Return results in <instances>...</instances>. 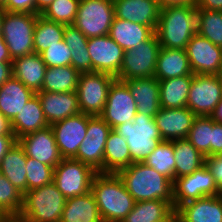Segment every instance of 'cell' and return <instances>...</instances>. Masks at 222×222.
<instances>
[{"label":"cell","mask_w":222,"mask_h":222,"mask_svg":"<svg viewBox=\"0 0 222 222\" xmlns=\"http://www.w3.org/2000/svg\"><path fill=\"white\" fill-rule=\"evenodd\" d=\"M173 211V206L165 200L139 201L122 222H160Z\"/></svg>","instance_id":"36"},{"label":"cell","mask_w":222,"mask_h":222,"mask_svg":"<svg viewBox=\"0 0 222 222\" xmlns=\"http://www.w3.org/2000/svg\"><path fill=\"white\" fill-rule=\"evenodd\" d=\"M23 196L0 172V215L5 219H17L23 208Z\"/></svg>","instance_id":"40"},{"label":"cell","mask_w":222,"mask_h":222,"mask_svg":"<svg viewBox=\"0 0 222 222\" xmlns=\"http://www.w3.org/2000/svg\"><path fill=\"white\" fill-rule=\"evenodd\" d=\"M0 172L23 194L27 192L26 153L18 141L1 159Z\"/></svg>","instance_id":"29"},{"label":"cell","mask_w":222,"mask_h":222,"mask_svg":"<svg viewBox=\"0 0 222 222\" xmlns=\"http://www.w3.org/2000/svg\"><path fill=\"white\" fill-rule=\"evenodd\" d=\"M11 126L16 140L49 126L36 94L24 105L20 113L11 120Z\"/></svg>","instance_id":"27"},{"label":"cell","mask_w":222,"mask_h":222,"mask_svg":"<svg viewBox=\"0 0 222 222\" xmlns=\"http://www.w3.org/2000/svg\"><path fill=\"white\" fill-rule=\"evenodd\" d=\"M113 130L126 139L131 154V164L144 162L163 141L155 118L139 112L133 121L120 124Z\"/></svg>","instance_id":"5"},{"label":"cell","mask_w":222,"mask_h":222,"mask_svg":"<svg viewBox=\"0 0 222 222\" xmlns=\"http://www.w3.org/2000/svg\"><path fill=\"white\" fill-rule=\"evenodd\" d=\"M66 198L51 182L27 191L18 222H61Z\"/></svg>","instance_id":"4"},{"label":"cell","mask_w":222,"mask_h":222,"mask_svg":"<svg viewBox=\"0 0 222 222\" xmlns=\"http://www.w3.org/2000/svg\"><path fill=\"white\" fill-rule=\"evenodd\" d=\"M115 80V77L106 73H81L76 90L80 112L90 116H100L104 110L110 86Z\"/></svg>","instance_id":"10"},{"label":"cell","mask_w":222,"mask_h":222,"mask_svg":"<svg viewBox=\"0 0 222 222\" xmlns=\"http://www.w3.org/2000/svg\"><path fill=\"white\" fill-rule=\"evenodd\" d=\"M123 82L128 86L136 102L137 112L155 117L161 108L158 80L151 76L129 79Z\"/></svg>","instance_id":"22"},{"label":"cell","mask_w":222,"mask_h":222,"mask_svg":"<svg viewBox=\"0 0 222 222\" xmlns=\"http://www.w3.org/2000/svg\"><path fill=\"white\" fill-rule=\"evenodd\" d=\"M175 178L192 174L205 164V157L186 139L173 140Z\"/></svg>","instance_id":"34"},{"label":"cell","mask_w":222,"mask_h":222,"mask_svg":"<svg viewBox=\"0 0 222 222\" xmlns=\"http://www.w3.org/2000/svg\"><path fill=\"white\" fill-rule=\"evenodd\" d=\"M37 14L5 12L1 35L12 60L34 53V29Z\"/></svg>","instance_id":"6"},{"label":"cell","mask_w":222,"mask_h":222,"mask_svg":"<svg viewBox=\"0 0 222 222\" xmlns=\"http://www.w3.org/2000/svg\"><path fill=\"white\" fill-rule=\"evenodd\" d=\"M184 75H193L186 50L161 47L154 77L161 81Z\"/></svg>","instance_id":"24"},{"label":"cell","mask_w":222,"mask_h":222,"mask_svg":"<svg viewBox=\"0 0 222 222\" xmlns=\"http://www.w3.org/2000/svg\"><path fill=\"white\" fill-rule=\"evenodd\" d=\"M154 33L155 31L149 26L114 17L109 36L127 51L148 40Z\"/></svg>","instance_id":"28"},{"label":"cell","mask_w":222,"mask_h":222,"mask_svg":"<svg viewBox=\"0 0 222 222\" xmlns=\"http://www.w3.org/2000/svg\"><path fill=\"white\" fill-rule=\"evenodd\" d=\"M221 99L219 74H193L186 107L196 116H211Z\"/></svg>","instance_id":"11"},{"label":"cell","mask_w":222,"mask_h":222,"mask_svg":"<svg viewBox=\"0 0 222 222\" xmlns=\"http://www.w3.org/2000/svg\"><path fill=\"white\" fill-rule=\"evenodd\" d=\"M205 165L214 178L219 195L222 196V157L219 155L205 157Z\"/></svg>","instance_id":"45"},{"label":"cell","mask_w":222,"mask_h":222,"mask_svg":"<svg viewBox=\"0 0 222 222\" xmlns=\"http://www.w3.org/2000/svg\"><path fill=\"white\" fill-rule=\"evenodd\" d=\"M193 75L169 78L159 82L160 106L176 109L186 107Z\"/></svg>","instance_id":"31"},{"label":"cell","mask_w":222,"mask_h":222,"mask_svg":"<svg viewBox=\"0 0 222 222\" xmlns=\"http://www.w3.org/2000/svg\"><path fill=\"white\" fill-rule=\"evenodd\" d=\"M61 222H103L93 193L66 199Z\"/></svg>","instance_id":"30"},{"label":"cell","mask_w":222,"mask_h":222,"mask_svg":"<svg viewBox=\"0 0 222 222\" xmlns=\"http://www.w3.org/2000/svg\"><path fill=\"white\" fill-rule=\"evenodd\" d=\"M197 32V7L168 6L160 9L155 34L163 48L186 49Z\"/></svg>","instance_id":"3"},{"label":"cell","mask_w":222,"mask_h":222,"mask_svg":"<svg viewBox=\"0 0 222 222\" xmlns=\"http://www.w3.org/2000/svg\"><path fill=\"white\" fill-rule=\"evenodd\" d=\"M80 0H54L40 15L44 18L61 23L73 25Z\"/></svg>","instance_id":"42"},{"label":"cell","mask_w":222,"mask_h":222,"mask_svg":"<svg viewBox=\"0 0 222 222\" xmlns=\"http://www.w3.org/2000/svg\"><path fill=\"white\" fill-rule=\"evenodd\" d=\"M215 122L222 124V99L210 116Z\"/></svg>","instance_id":"54"},{"label":"cell","mask_w":222,"mask_h":222,"mask_svg":"<svg viewBox=\"0 0 222 222\" xmlns=\"http://www.w3.org/2000/svg\"><path fill=\"white\" fill-rule=\"evenodd\" d=\"M115 17L156 30L160 7L157 0H113Z\"/></svg>","instance_id":"21"},{"label":"cell","mask_w":222,"mask_h":222,"mask_svg":"<svg viewBox=\"0 0 222 222\" xmlns=\"http://www.w3.org/2000/svg\"><path fill=\"white\" fill-rule=\"evenodd\" d=\"M7 3V0H0V7H4Z\"/></svg>","instance_id":"58"},{"label":"cell","mask_w":222,"mask_h":222,"mask_svg":"<svg viewBox=\"0 0 222 222\" xmlns=\"http://www.w3.org/2000/svg\"><path fill=\"white\" fill-rule=\"evenodd\" d=\"M0 135H14L11 121L0 112Z\"/></svg>","instance_id":"52"},{"label":"cell","mask_w":222,"mask_h":222,"mask_svg":"<svg viewBox=\"0 0 222 222\" xmlns=\"http://www.w3.org/2000/svg\"><path fill=\"white\" fill-rule=\"evenodd\" d=\"M34 95L31 89L11 76L0 87V112L11 121Z\"/></svg>","instance_id":"26"},{"label":"cell","mask_w":222,"mask_h":222,"mask_svg":"<svg viewBox=\"0 0 222 222\" xmlns=\"http://www.w3.org/2000/svg\"><path fill=\"white\" fill-rule=\"evenodd\" d=\"M137 114V105L128 86L115 80L109 89L104 110L100 117L112 128L133 121Z\"/></svg>","instance_id":"14"},{"label":"cell","mask_w":222,"mask_h":222,"mask_svg":"<svg viewBox=\"0 0 222 222\" xmlns=\"http://www.w3.org/2000/svg\"><path fill=\"white\" fill-rule=\"evenodd\" d=\"M0 62H13L2 35H0Z\"/></svg>","instance_id":"53"},{"label":"cell","mask_w":222,"mask_h":222,"mask_svg":"<svg viewBox=\"0 0 222 222\" xmlns=\"http://www.w3.org/2000/svg\"><path fill=\"white\" fill-rule=\"evenodd\" d=\"M219 77H220V80H221V83H222V74H219Z\"/></svg>","instance_id":"61"},{"label":"cell","mask_w":222,"mask_h":222,"mask_svg":"<svg viewBox=\"0 0 222 222\" xmlns=\"http://www.w3.org/2000/svg\"><path fill=\"white\" fill-rule=\"evenodd\" d=\"M216 195H219L218 188L205 164L192 174L173 181L174 210L186 202Z\"/></svg>","instance_id":"13"},{"label":"cell","mask_w":222,"mask_h":222,"mask_svg":"<svg viewBox=\"0 0 222 222\" xmlns=\"http://www.w3.org/2000/svg\"><path fill=\"white\" fill-rule=\"evenodd\" d=\"M17 141L23 147L27 157L53 168L63 159L51 126L29 133Z\"/></svg>","instance_id":"18"},{"label":"cell","mask_w":222,"mask_h":222,"mask_svg":"<svg viewBox=\"0 0 222 222\" xmlns=\"http://www.w3.org/2000/svg\"><path fill=\"white\" fill-rule=\"evenodd\" d=\"M89 115L78 113L51 125L61 156L73 158L87 134Z\"/></svg>","instance_id":"17"},{"label":"cell","mask_w":222,"mask_h":222,"mask_svg":"<svg viewBox=\"0 0 222 222\" xmlns=\"http://www.w3.org/2000/svg\"><path fill=\"white\" fill-rule=\"evenodd\" d=\"M35 94L40 100L44 117L49 126L80 113L76 91L62 93L39 91Z\"/></svg>","instance_id":"20"},{"label":"cell","mask_w":222,"mask_h":222,"mask_svg":"<svg viewBox=\"0 0 222 222\" xmlns=\"http://www.w3.org/2000/svg\"><path fill=\"white\" fill-rule=\"evenodd\" d=\"M5 12L36 14V0H7Z\"/></svg>","instance_id":"46"},{"label":"cell","mask_w":222,"mask_h":222,"mask_svg":"<svg viewBox=\"0 0 222 222\" xmlns=\"http://www.w3.org/2000/svg\"><path fill=\"white\" fill-rule=\"evenodd\" d=\"M97 172L74 158H64L54 167L53 183L66 199L91 191V183Z\"/></svg>","instance_id":"8"},{"label":"cell","mask_w":222,"mask_h":222,"mask_svg":"<svg viewBox=\"0 0 222 222\" xmlns=\"http://www.w3.org/2000/svg\"><path fill=\"white\" fill-rule=\"evenodd\" d=\"M27 191L53 182L54 168L26 156Z\"/></svg>","instance_id":"43"},{"label":"cell","mask_w":222,"mask_h":222,"mask_svg":"<svg viewBox=\"0 0 222 222\" xmlns=\"http://www.w3.org/2000/svg\"><path fill=\"white\" fill-rule=\"evenodd\" d=\"M131 165V154L126 139L115 132H109L104 148V173L117 174Z\"/></svg>","instance_id":"32"},{"label":"cell","mask_w":222,"mask_h":222,"mask_svg":"<svg viewBox=\"0 0 222 222\" xmlns=\"http://www.w3.org/2000/svg\"><path fill=\"white\" fill-rule=\"evenodd\" d=\"M161 46L154 33L148 40L124 52L123 63L117 80L127 81L134 78L154 76L157 56Z\"/></svg>","instance_id":"9"},{"label":"cell","mask_w":222,"mask_h":222,"mask_svg":"<svg viewBox=\"0 0 222 222\" xmlns=\"http://www.w3.org/2000/svg\"><path fill=\"white\" fill-rule=\"evenodd\" d=\"M54 0H36V14L40 15Z\"/></svg>","instance_id":"55"},{"label":"cell","mask_w":222,"mask_h":222,"mask_svg":"<svg viewBox=\"0 0 222 222\" xmlns=\"http://www.w3.org/2000/svg\"><path fill=\"white\" fill-rule=\"evenodd\" d=\"M197 33L222 47V11L197 9Z\"/></svg>","instance_id":"41"},{"label":"cell","mask_w":222,"mask_h":222,"mask_svg":"<svg viewBox=\"0 0 222 222\" xmlns=\"http://www.w3.org/2000/svg\"><path fill=\"white\" fill-rule=\"evenodd\" d=\"M213 119L197 116L191 126L187 140L204 156H212Z\"/></svg>","instance_id":"39"},{"label":"cell","mask_w":222,"mask_h":222,"mask_svg":"<svg viewBox=\"0 0 222 222\" xmlns=\"http://www.w3.org/2000/svg\"><path fill=\"white\" fill-rule=\"evenodd\" d=\"M47 66L41 55L32 53L12 62L13 76L34 93L41 91Z\"/></svg>","instance_id":"25"},{"label":"cell","mask_w":222,"mask_h":222,"mask_svg":"<svg viewBox=\"0 0 222 222\" xmlns=\"http://www.w3.org/2000/svg\"><path fill=\"white\" fill-rule=\"evenodd\" d=\"M91 192L103 222H122L135 204L122 179L115 173H96Z\"/></svg>","instance_id":"1"},{"label":"cell","mask_w":222,"mask_h":222,"mask_svg":"<svg viewBox=\"0 0 222 222\" xmlns=\"http://www.w3.org/2000/svg\"><path fill=\"white\" fill-rule=\"evenodd\" d=\"M117 174L135 202L165 200L174 208L173 181L152 167L135 162Z\"/></svg>","instance_id":"2"},{"label":"cell","mask_w":222,"mask_h":222,"mask_svg":"<svg viewBox=\"0 0 222 222\" xmlns=\"http://www.w3.org/2000/svg\"><path fill=\"white\" fill-rule=\"evenodd\" d=\"M111 130L100 116L89 115L86 137L73 158L90 166L97 173H104V148Z\"/></svg>","instance_id":"12"},{"label":"cell","mask_w":222,"mask_h":222,"mask_svg":"<svg viewBox=\"0 0 222 222\" xmlns=\"http://www.w3.org/2000/svg\"><path fill=\"white\" fill-rule=\"evenodd\" d=\"M182 222H222V196H208L182 204Z\"/></svg>","instance_id":"23"},{"label":"cell","mask_w":222,"mask_h":222,"mask_svg":"<svg viewBox=\"0 0 222 222\" xmlns=\"http://www.w3.org/2000/svg\"><path fill=\"white\" fill-rule=\"evenodd\" d=\"M197 9L222 11V0H199Z\"/></svg>","instance_id":"50"},{"label":"cell","mask_w":222,"mask_h":222,"mask_svg":"<svg viewBox=\"0 0 222 222\" xmlns=\"http://www.w3.org/2000/svg\"><path fill=\"white\" fill-rule=\"evenodd\" d=\"M6 222H18L16 219H6Z\"/></svg>","instance_id":"59"},{"label":"cell","mask_w":222,"mask_h":222,"mask_svg":"<svg viewBox=\"0 0 222 222\" xmlns=\"http://www.w3.org/2000/svg\"><path fill=\"white\" fill-rule=\"evenodd\" d=\"M63 40L72 52L71 66L80 73L92 72L88 38L74 25H65Z\"/></svg>","instance_id":"33"},{"label":"cell","mask_w":222,"mask_h":222,"mask_svg":"<svg viewBox=\"0 0 222 222\" xmlns=\"http://www.w3.org/2000/svg\"><path fill=\"white\" fill-rule=\"evenodd\" d=\"M174 157L173 140H163L143 163L174 181L176 163Z\"/></svg>","instance_id":"38"},{"label":"cell","mask_w":222,"mask_h":222,"mask_svg":"<svg viewBox=\"0 0 222 222\" xmlns=\"http://www.w3.org/2000/svg\"><path fill=\"white\" fill-rule=\"evenodd\" d=\"M13 76L12 62H0V87Z\"/></svg>","instance_id":"51"},{"label":"cell","mask_w":222,"mask_h":222,"mask_svg":"<svg viewBox=\"0 0 222 222\" xmlns=\"http://www.w3.org/2000/svg\"><path fill=\"white\" fill-rule=\"evenodd\" d=\"M185 50L193 74H220L222 47L196 32Z\"/></svg>","instance_id":"16"},{"label":"cell","mask_w":222,"mask_h":222,"mask_svg":"<svg viewBox=\"0 0 222 222\" xmlns=\"http://www.w3.org/2000/svg\"><path fill=\"white\" fill-rule=\"evenodd\" d=\"M16 141L14 135H0V162Z\"/></svg>","instance_id":"49"},{"label":"cell","mask_w":222,"mask_h":222,"mask_svg":"<svg viewBox=\"0 0 222 222\" xmlns=\"http://www.w3.org/2000/svg\"><path fill=\"white\" fill-rule=\"evenodd\" d=\"M80 74L71 65L47 67L41 91L55 93L74 92L77 90Z\"/></svg>","instance_id":"35"},{"label":"cell","mask_w":222,"mask_h":222,"mask_svg":"<svg viewBox=\"0 0 222 222\" xmlns=\"http://www.w3.org/2000/svg\"><path fill=\"white\" fill-rule=\"evenodd\" d=\"M42 60L47 67L71 65L72 52L64 40L50 46L41 54Z\"/></svg>","instance_id":"44"},{"label":"cell","mask_w":222,"mask_h":222,"mask_svg":"<svg viewBox=\"0 0 222 222\" xmlns=\"http://www.w3.org/2000/svg\"><path fill=\"white\" fill-rule=\"evenodd\" d=\"M114 17L113 0H80L73 25L87 38L109 35Z\"/></svg>","instance_id":"7"},{"label":"cell","mask_w":222,"mask_h":222,"mask_svg":"<svg viewBox=\"0 0 222 222\" xmlns=\"http://www.w3.org/2000/svg\"><path fill=\"white\" fill-rule=\"evenodd\" d=\"M65 25L37 16L34 29V53L41 54L50 46L58 44L64 39Z\"/></svg>","instance_id":"37"},{"label":"cell","mask_w":222,"mask_h":222,"mask_svg":"<svg viewBox=\"0 0 222 222\" xmlns=\"http://www.w3.org/2000/svg\"><path fill=\"white\" fill-rule=\"evenodd\" d=\"M5 11L2 7H0V35H1V29H2V20L4 17Z\"/></svg>","instance_id":"57"},{"label":"cell","mask_w":222,"mask_h":222,"mask_svg":"<svg viewBox=\"0 0 222 222\" xmlns=\"http://www.w3.org/2000/svg\"><path fill=\"white\" fill-rule=\"evenodd\" d=\"M160 9L168 6L197 7L199 0H157Z\"/></svg>","instance_id":"48"},{"label":"cell","mask_w":222,"mask_h":222,"mask_svg":"<svg viewBox=\"0 0 222 222\" xmlns=\"http://www.w3.org/2000/svg\"><path fill=\"white\" fill-rule=\"evenodd\" d=\"M196 117L188 107H161L154 118L162 139L172 141L187 138Z\"/></svg>","instance_id":"19"},{"label":"cell","mask_w":222,"mask_h":222,"mask_svg":"<svg viewBox=\"0 0 222 222\" xmlns=\"http://www.w3.org/2000/svg\"><path fill=\"white\" fill-rule=\"evenodd\" d=\"M5 218L0 215V222H2Z\"/></svg>","instance_id":"60"},{"label":"cell","mask_w":222,"mask_h":222,"mask_svg":"<svg viewBox=\"0 0 222 222\" xmlns=\"http://www.w3.org/2000/svg\"><path fill=\"white\" fill-rule=\"evenodd\" d=\"M88 52L92 72L118 77L125 51L109 35L88 38Z\"/></svg>","instance_id":"15"},{"label":"cell","mask_w":222,"mask_h":222,"mask_svg":"<svg viewBox=\"0 0 222 222\" xmlns=\"http://www.w3.org/2000/svg\"><path fill=\"white\" fill-rule=\"evenodd\" d=\"M222 152V124L213 120L212 131V156L220 155Z\"/></svg>","instance_id":"47"},{"label":"cell","mask_w":222,"mask_h":222,"mask_svg":"<svg viewBox=\"0 0 222 222\" xmlns=\"http://www.w3.org/2000/svg\"><path fill=\"white\" fill-rule=\"evenodd\" d=\"M160 222H182L180 214L177 210H174L168 217Z\"/></svg>","instance_id":"56"}]
</instances>
